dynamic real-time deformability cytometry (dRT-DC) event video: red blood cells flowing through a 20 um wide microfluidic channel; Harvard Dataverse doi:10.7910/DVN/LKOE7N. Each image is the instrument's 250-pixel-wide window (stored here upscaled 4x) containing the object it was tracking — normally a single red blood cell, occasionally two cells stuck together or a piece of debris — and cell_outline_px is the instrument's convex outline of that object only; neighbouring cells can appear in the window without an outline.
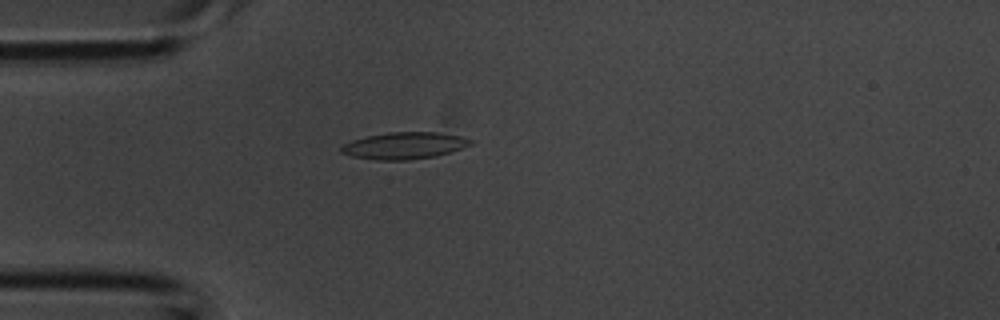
{"species": "common noctule bat (a hibernating species)", "species_latin": "Nyctalus noctula", "temperature_condition": "room temperature", "stored_images_in_passage": 4, "camera_frame_rate_fps": 3000, "um_per_image_px": 0.085, "animal": {"sex": "male", "body_mass_g": 20.1, "forearm_length_mm": 53.5}, "frame": {"image": 1, "passage_image": 4, "time_ms": 1.0, "image_size_px": [1000, 320], "cell_outline_px": [[476, 140], [472, 144], [464, 148], [452, 152], [436, 156], [408, 160], [376, 160], [352, 156], [340, 152], [340, 148], [344, 144], [352, 140], [368, 136], [388, 132], [436, 132], [460, 136]], "centroid_in_image_um": [34.42, 12.38], "position_along_channel_um": 50.6, "area_um2": 20.35}}